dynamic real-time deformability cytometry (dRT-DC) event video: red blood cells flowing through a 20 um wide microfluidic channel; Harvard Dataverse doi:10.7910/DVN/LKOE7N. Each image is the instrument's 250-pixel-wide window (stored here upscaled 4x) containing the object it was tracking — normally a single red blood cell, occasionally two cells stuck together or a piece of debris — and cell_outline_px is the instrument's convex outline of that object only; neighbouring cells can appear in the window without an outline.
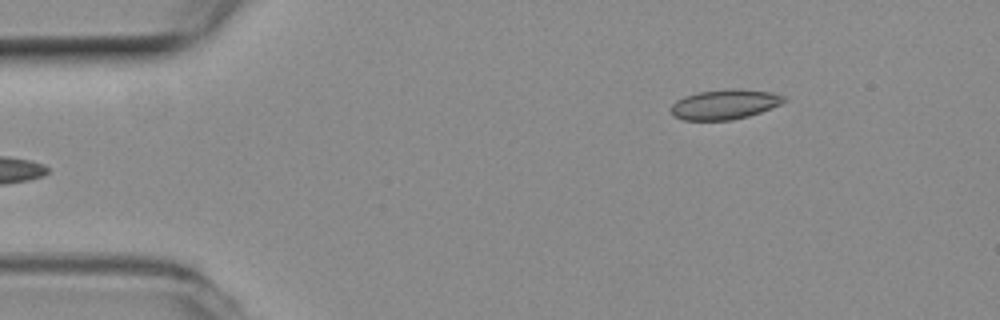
{"species": "common noctule bat (a hibernating species)", "species_latin": "Nyctalus noctula", "temperature_condition": "room temperature", "stored_images_in_passage": 6, "camera_frame_rate_fps": 3000, "um_per_image_px": 0.085, "animal": {"sex": "female", "body_mass_g": 19.3, "forearm_length_mm": 54.1}, "frame": {"image": 1, "passage_image": 6, "time_ms": 1.667, "image_size_px": [1000, 320], "cell_outline_px": [[788, 100], [780, 104], [760, 112], [748, 116], [732, 120], [684, 120], [672, 116], [672, 104], [676, 100], [684, 96], [700, 92], [728, 88], [740, 88], [772, 92], [784, 96]], "centroid_in_image_um": [61.61, 8.86], "position_along_channel_um": 23.4, "area_um2": 19.77}}